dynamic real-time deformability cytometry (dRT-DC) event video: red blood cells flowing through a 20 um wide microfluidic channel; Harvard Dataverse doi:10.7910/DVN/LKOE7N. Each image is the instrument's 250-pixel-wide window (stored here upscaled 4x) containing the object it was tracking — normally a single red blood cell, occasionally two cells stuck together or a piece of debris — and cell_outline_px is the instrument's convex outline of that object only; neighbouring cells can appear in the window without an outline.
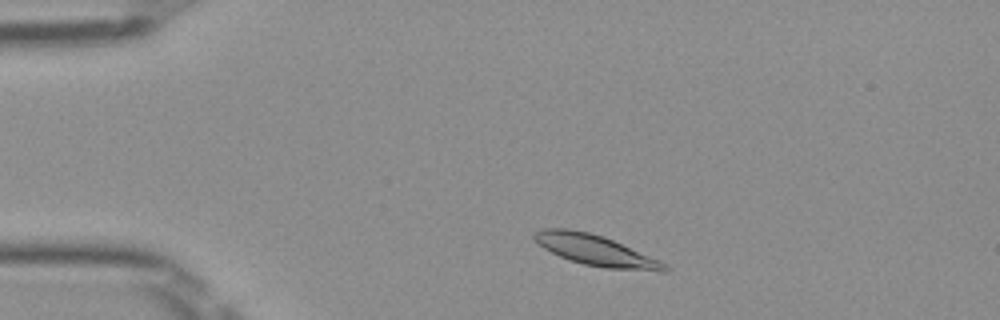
{"species": "Egyptian fruit bat (a non-hibernating species)", "species_latin": "Rousettus aegyptiacus", "temperature_condition": "room temperature", "stored_images_in_passage": 46, "camera_frame_rate_fps": 3000, "um_per_image_px": 0.085, "frame": {"image": 1, "passage_image": 5, "time_ms": 1.333, "image_size_px": [1000, 320], "cell_outline_px": [[668, 272], [660, 272], [604, 268], [584, 264], [560, 256], [544, 248], [532, 236], [536, 232], [544, 228], [568, 228], [588, 232], [604, 236], [660, 260], [668, 264]], "centroid_in_image_um": [50.7, 21.29], "position_along_channel_um": 34.3, "area_um2": 23.24}}
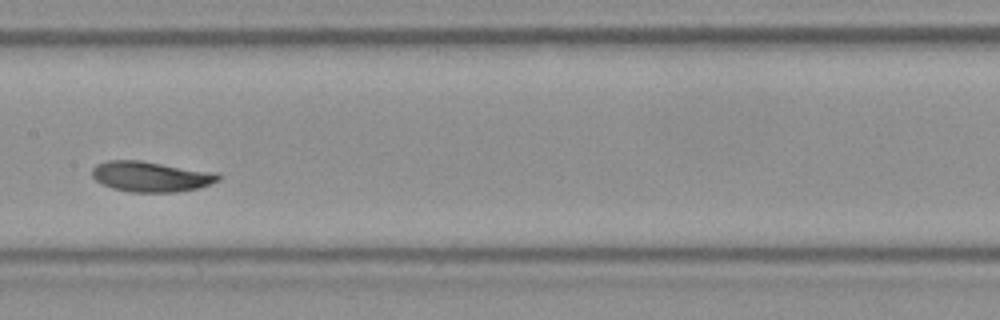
{"frame": {"image": 2, "passage_image": 21, "time_ms": 6.667, "image_size_px": [1000, 320], "cell_outline_px": [[220, 180], [196, 188], [176, 192], [128, 192], [112, 188], [96, 180], [92, 176], [92, 168], [96, 164], [108, 160], [140, 160], [216, 172], [220, 176]], "centroid_in_image_um": [12.8, 15.0], "position_along_channel_um": 194.6, "area_um2": 22.31}}
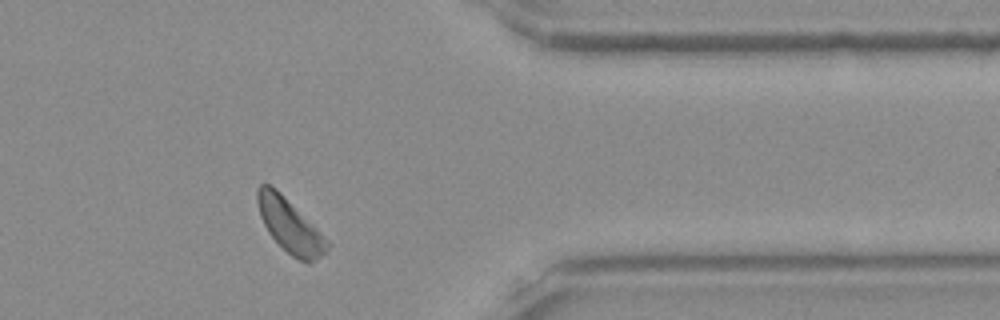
{"frame": {"image": 3, "passage_image": 37, "time_ms": 12.0, "image_size_px": [1000, 320], "cell_outline_px": [[332, 244], [316, 260], [308, 264], [292, 256], [268, 232], [260, 216], [256, 200], [256, 188], [260, 184], [272, 184]], "centroid_in_image_um": [24.62, 19.16], "position_along_channel_um": 386.8, "area_um2": 21.5}, "authors_computed_cell_mechanics": {"area_um2": 22.0218, "velocity_mm_per_s": 3.8904, "shape_relaxation_time_tau1_ms": 2.8238, "shape_relaxation_time_tau2_ms": 3.8243, "deformation_change_tau1": 0.0999, "deformation_change_tau2": 0.0672}}